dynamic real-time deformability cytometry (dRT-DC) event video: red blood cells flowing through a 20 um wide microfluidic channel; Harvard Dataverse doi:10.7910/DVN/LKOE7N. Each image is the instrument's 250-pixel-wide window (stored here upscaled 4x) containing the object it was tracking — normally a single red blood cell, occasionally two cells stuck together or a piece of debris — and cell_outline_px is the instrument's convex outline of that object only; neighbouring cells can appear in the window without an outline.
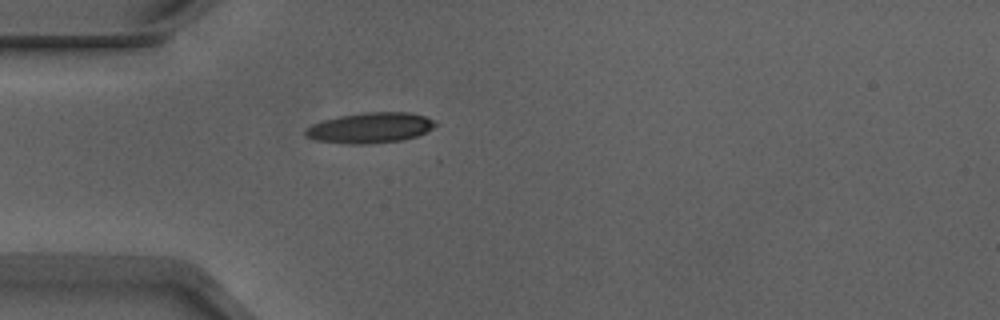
{"species": "Egyptian fruit bat (a non-hibernating species)", "species_latin": "Rousettus aegyptiacus", "temperature_condition": "warm", "stored_images_in_passage": 28, "camera_frame_rate_fps": 3000, "um_per_image_px": 0.085, "animal": {"sex": "male"}, "frame": {"image": 1, "passage_image": 1, "time_ms": 0.0, "image_size_px": [1000, 320], "cell_outline_px": [[436, 124], [432, 128], [416, 136], [400, 140], [364, 144], [356, 144], [316, 140], [304, 136], [304, 132], [312, 124], [324, 120], [340, 116], [364, 112], [408, 112], [424, 116], [432, 120]], "centroid_in_image_um": [31.44, 10.85], "position_along_channel_um": 53.6, "area_um2": 22.6}}
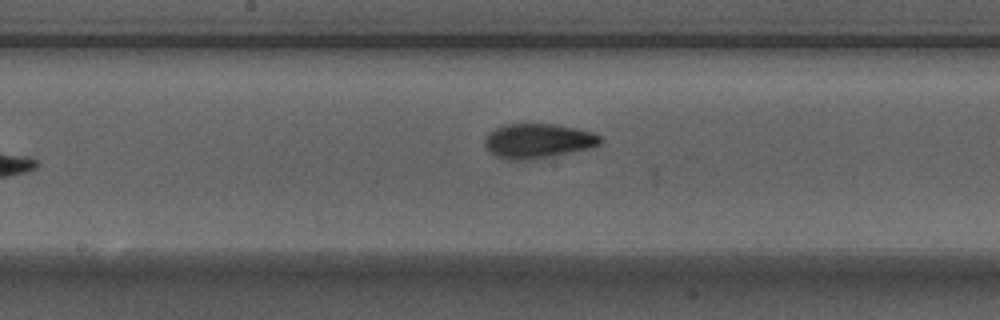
{"frame": {"image": 2, "passage_image": 13, "time_ms": 4.0, "image_size_px": [1000, 320], "cell_outline_px": [[604, 140], [600, 144], [588, 148], [548, 156], [524, 160], [504, 160], [496, 156], [484, 144], [484, 140], [488, 132], [504, 124], [552, 124], [592, 132], [600, 136]], "centroid_in_image_um": [45.68, 11.97], "position_along_channel_um": 202.5, "area_um2": 22.89}}
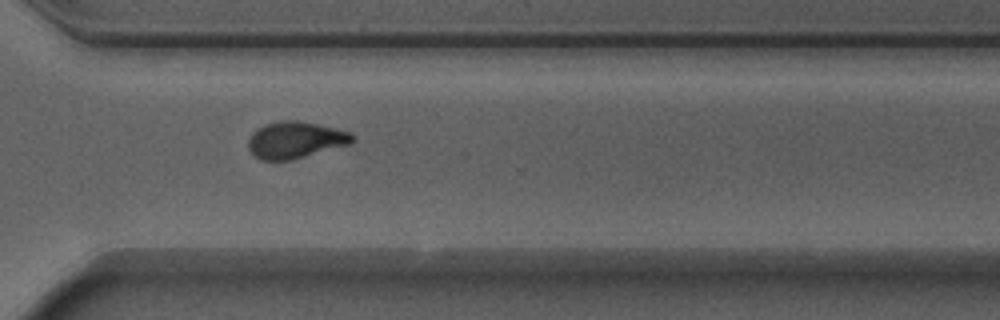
{"frame": {"image": 3, "passage_image": 24, "time_ms": 7.667, "image_size_px": [1000, 320], "cell_outline_px": [[356, 140], [352, 144], [292, 160], [260, 160], [248, 148], [248, 140], [252, 132], [256, 128], [264, 124], [280, 120], [296, 120], [336, 128], [352, 132], [356, 136]], "centroid_in_image_um": [25.15, 11.89], "position_along_channel_um": 345.5, "area_um2": 22.66}, "authors_computed_cell_mechanics": {"area_um2": 22.4264, "velocity_mm_per_s": 3.9093, "shape_relaxation_time_tau1_ms": 4.3981, "shape_relaxation_time_tau2_ms": 1.4499, "deformation_change_tau1": 0.1866, "deformation_change_tau2": 0.0761}}